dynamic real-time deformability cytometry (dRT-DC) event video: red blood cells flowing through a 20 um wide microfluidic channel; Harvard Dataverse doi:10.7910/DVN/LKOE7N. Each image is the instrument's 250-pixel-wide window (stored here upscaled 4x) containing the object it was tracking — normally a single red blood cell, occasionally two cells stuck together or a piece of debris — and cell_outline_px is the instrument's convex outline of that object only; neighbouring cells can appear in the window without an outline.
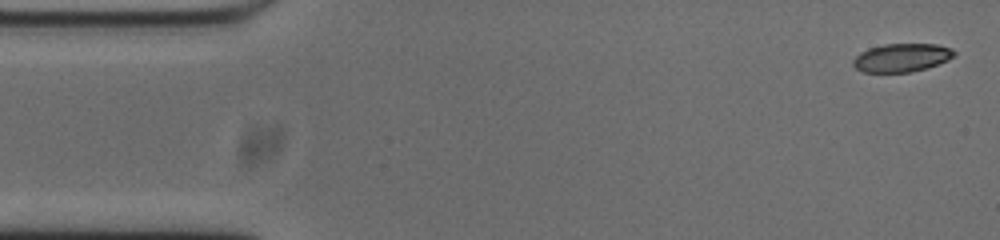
{"species": "common noctule bat (a hibernating species)", "species_latin": "Nyctalus noctula", "temperature_condition": "cold", "stored_images_in_passage": 53, "camera_frame_rate_fps": 3000, "um_per_image_px": 0.085, "animal": {"sex": "male", "body_mass_g": 20.0, "forearm_length_mm": 53.3}, "frame": {"image": 1, "passage_image": 1, "time_ms": 0.0, "image_size_px": [1000, 240], "cell_outline_px": [[956, 52], [948, 60], [928, 68], [912, 72], [860, 72], [852, 64], [852, 60], [860, 52], [868, 48], [884, 44], [936, 44], [952, 48]], "centroid_in_image_um": [76.62, 4.9], "position_along_channel_um": 8.4, "area_um2": 16.82}}
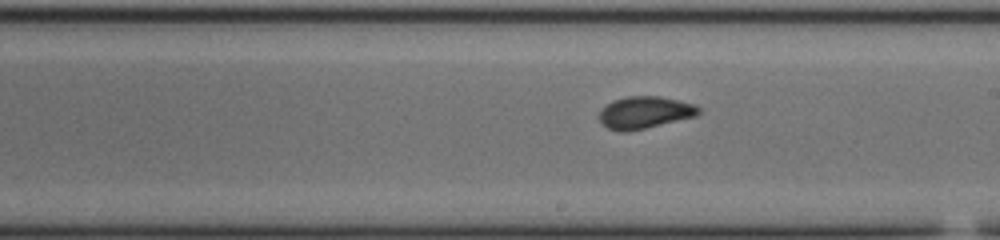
{"frame": {"image": 2, "passage_image": 28, "time_ms": 9.0, "image_size_px": [1000, 240], "cell_outline_px": [[700, 112], [696, 116], [644, 128], [624, 132], [620, 132], [608, 128], [600, 120], [600, 108], [612, 100], [628, 96], [660, 96], [696, 104], [700, 108]], "centroid_in_image_um": [54.8, 9.54], "position_along_channel_um": 234.2, "area_um2": 18.55}}
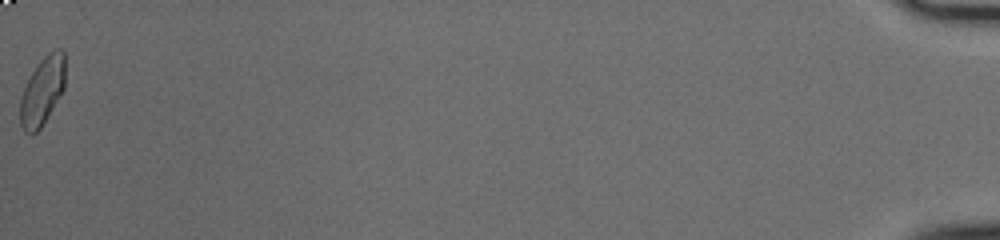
{"frame": {"image": 3, "passage_image": 53, "time_ms": 17.333, "image_size_px": [1000, 240], "cell_outline_px": [[64, 88], [40, 128], [32, 136], [24, 132], [20, 124], [20, 96], [36, 64], [48, 52], [56, 48], [60, 48], [64, 52]], "centroid_in_image_um": [3.57, 7.73], "position_along_channel_um": 431.6, "area_um2": 17.8}, "authors_computed_cell_mechanics": {"area_um2": 17.9758, "velocity_mm_per_s": 3.7394, "shape_relaxation_time_tau1_ms": 3.9425, "shape_relaxation_time_tau2_ms": 1.1096, "deformation_change_tau1": 0.1467, "deformation_change_tau2": 0.0621}}